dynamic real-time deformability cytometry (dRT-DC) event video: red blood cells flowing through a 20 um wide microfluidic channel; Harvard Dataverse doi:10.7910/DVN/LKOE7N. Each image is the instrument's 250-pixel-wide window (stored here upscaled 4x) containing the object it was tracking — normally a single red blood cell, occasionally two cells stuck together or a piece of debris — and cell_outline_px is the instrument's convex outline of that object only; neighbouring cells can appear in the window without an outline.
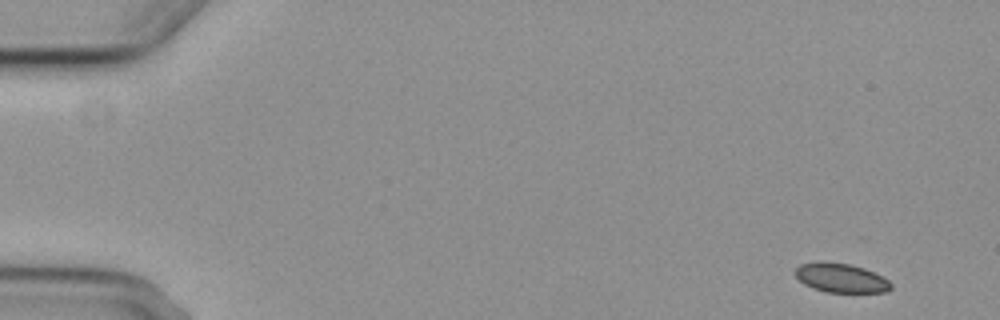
{"species": "common noctule bat (a hibernating species)", "species_latin": "Nyctalus noctula", "temperature_condition": "cold", "stored_images_in_passage": 4, "camera_frame_rate_fps": 3000, "um_per_image_px": 0.085, "animal": {"sex": "female", "body_mass_g": 29.2, "forearm_length_mm": 56.3}, "frame": {"image": 1, "passage_image": 1, "time_ms": 0.0, "image_size_px": [1000, 320], "cell_outline_px": [[892, 288], [888, 292], [824, 292], [812, 288], [804, 284], [792, 272], [800, 264], [820, 260], [848, 264], [864, 268], [888, 280], [892, 284]], "centroid_in_image_um": [71.43, 23.62], "position_along_channel_um": 13.6, "area_um2": 16.42}}